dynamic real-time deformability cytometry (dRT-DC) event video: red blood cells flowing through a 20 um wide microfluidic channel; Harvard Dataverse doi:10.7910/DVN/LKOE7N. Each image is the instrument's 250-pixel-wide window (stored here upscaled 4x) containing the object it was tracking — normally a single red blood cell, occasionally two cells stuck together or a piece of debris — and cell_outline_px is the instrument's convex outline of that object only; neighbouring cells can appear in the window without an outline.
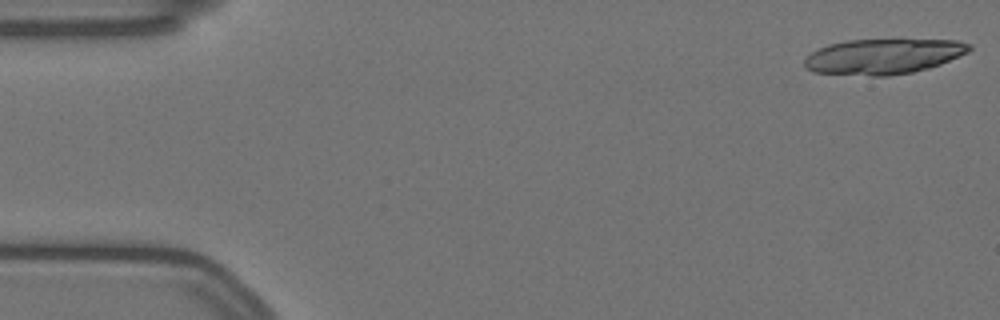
{"species": "Egyptian fruit bat (a non-hibernating species)", "species_latin": "Rousettus aegyptiacus", "temperature_condition": "warm", "stored_images_in_passage": 19, "camera_frame_rate_fps": 3000, "um_per_image_px": 0.085, "animal": {"sex": "female"}, "frame": {"image": 1, "passage_image": 1, "time_ms": 0.0, "image_size_px": [1000, 320], "cell_outline_px": [[972, 48], [968, 52], [940, 64], [928, 68], [912, 72], [888, 76], [872, 76], [812, 72], [804, 68], [804, 60], [812, 52], [828, 44], [848, 40], [956, 40], [972, 44]], "centroid_in_image_um": [75.07, 4.8], "position_along_channel_um": 9.9, "area_um2": 33.81}}